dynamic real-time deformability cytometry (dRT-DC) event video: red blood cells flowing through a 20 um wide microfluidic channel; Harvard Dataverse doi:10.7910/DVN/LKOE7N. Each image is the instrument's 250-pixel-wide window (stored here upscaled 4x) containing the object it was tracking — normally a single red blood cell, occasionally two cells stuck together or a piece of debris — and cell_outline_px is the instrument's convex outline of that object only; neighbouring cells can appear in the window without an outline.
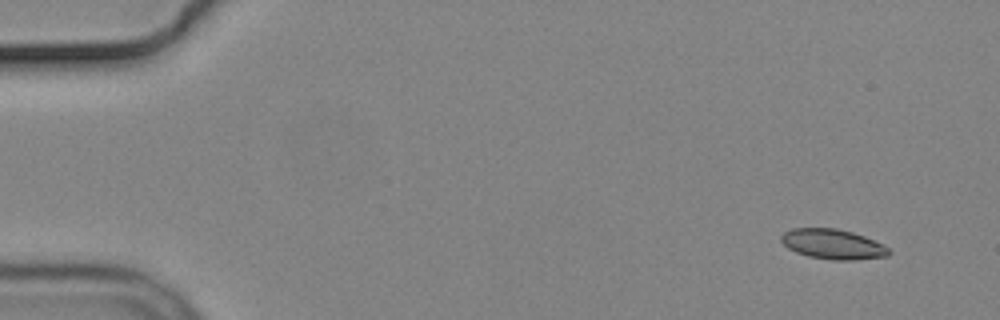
{"species": "common noctule bat (a hibernating species)", "species_latin": "Nyctalus noctula", "temperature_condition": "cold", "stored_images_in_passage": 7, "camera_frame_rate_fps": 3000, "um_per_image_px": 0.085, "animal": {"sex": "male", "body_mass_g": 19.2, "forearm_length_mm": 51.8}, "frame": {"image": 1, "passage_image": 2, "time_ms": 1.333, "image_size_px": [1000, 320], "cell_outline_px": [[892, 252], [888, 256], [852, 260], [832, 260], [808, 256], [796, 252], [788, 248], [780, 240], [780, 236], [784, 232], [792, 228], [836, 228], [852, 232], [864, 236], [884, 244]], "centroid_in_image_um": [70.8, 20.75], "position_along_channel_um": 14.2, "area_um2": 18.9}}
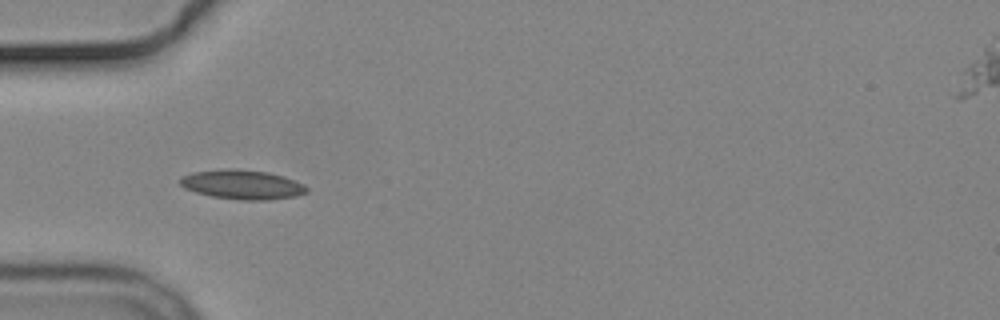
{"frame": {"image": 2, "passage_image": 6, "time_ms": 6.0, "image_size_px": [1000, 320], "cell_outline_px": [[308, 192], [296, 196], [268, 200], [240, 200], [212, 196], [196, 192], [184, 188], [180, 184], [180, 180], [184, 176], [192, 172], [228, 168], [236, 168], [268, 172], [284, 176], [304, 184], [308, 188]], "centroid_in_image_um": [20.62, 15.68], "position_along_channel_um": 64.4, "area_um2": 21.73}}
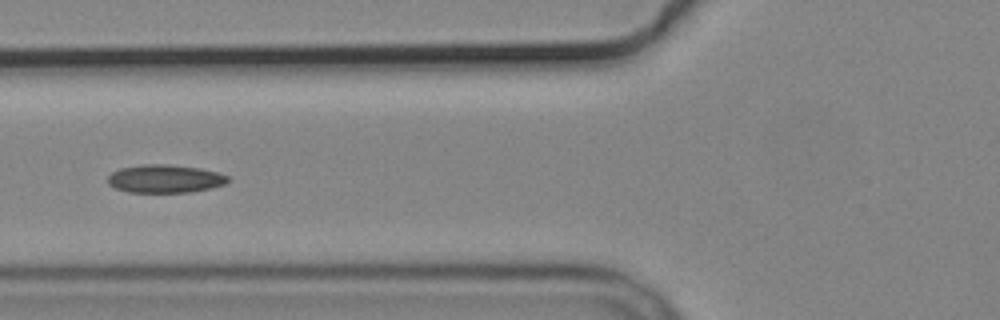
{"frame": {"image": 3, "passage_image": 7, "time_ms": 7.333, "image_size_px": [1000, 320], "cell_outline_px": [[228, 180], [224, 184], [212, 188], [192, 192], [128, 192], [116, 188], [108, 184], [108, 176], [112, 172], [120, 168], [144, 164], [168, 164], [200, 168], [216, 172], [228, 176]], "centroid_in_image_um": [14.01, 15.19], "position_along_channel_um": 111.8, "area_um2": 19.65}}